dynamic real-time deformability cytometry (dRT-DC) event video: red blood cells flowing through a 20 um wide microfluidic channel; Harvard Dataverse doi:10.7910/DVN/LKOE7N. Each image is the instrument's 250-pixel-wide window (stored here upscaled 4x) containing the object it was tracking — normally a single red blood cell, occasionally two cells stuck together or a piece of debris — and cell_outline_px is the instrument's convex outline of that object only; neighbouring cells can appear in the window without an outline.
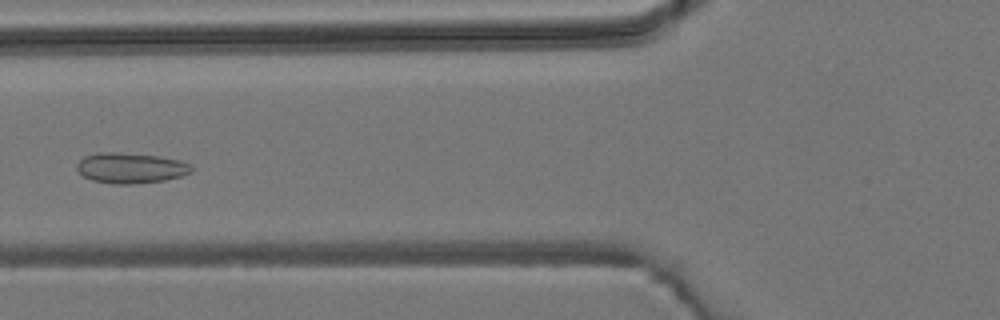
{"species": "common noctule bat (a hibernating species)", "species_latin": "Nyctalus noctula", "temperature_condition": "room temperature", "stored_images_in_passage": 7, "camera_frame_rate_fps": 3000, "um_per_image_px": 0.085, "animal": {"sex": "male", "body_mass_g": 19.2, "forearm_length_mm": 51.8}, "frame": {"image": 1, "passage_image": 6, "time_ms": 6.0, "image_size_px": [1000, 320], "cell_outline_px": [[192, 172], [180, 176], [164, 180], [136, 184], [112, 184], [92, 180], [84, 176], [76, 168], [76, 164], [84, 156], [100, 152], [116, 152], [156, 156], [180, 160], [188, 164], [192, 168]], "centroid_in_image_um": [11.08, 14.28], "position_along_channel_um": 114.7, "area_um2": 20.23}}
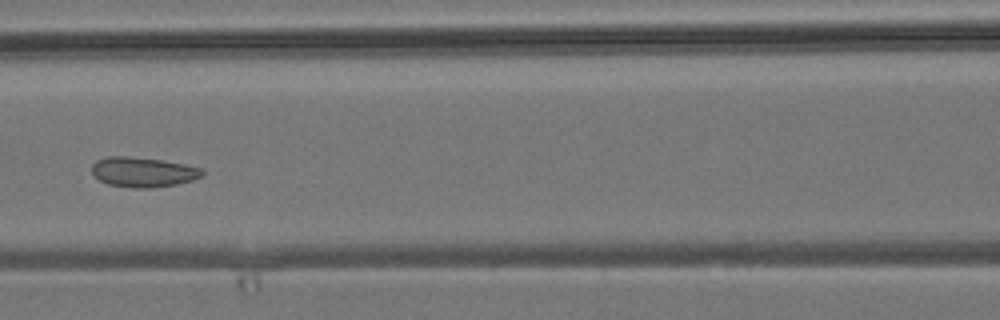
{"frame": {"image": 2, "passage_image": 7, "time_ms": 7.0, "image_size_px": [1000, 320], "cell_outline_px": [[204, 172], [200, 176], [192, 180], [176, 184], [152, 188], [132, 188], [108, 184], [100, 180], [92, 172], [92, 164], [96, 160], [108, 156], [128, 156], [160, 160], [184, 164], [200, 168]], "centroid_in_image_um": [12.13, 14.62], "position_along_channel_um": 154.5, "area_um2": 19.07}}